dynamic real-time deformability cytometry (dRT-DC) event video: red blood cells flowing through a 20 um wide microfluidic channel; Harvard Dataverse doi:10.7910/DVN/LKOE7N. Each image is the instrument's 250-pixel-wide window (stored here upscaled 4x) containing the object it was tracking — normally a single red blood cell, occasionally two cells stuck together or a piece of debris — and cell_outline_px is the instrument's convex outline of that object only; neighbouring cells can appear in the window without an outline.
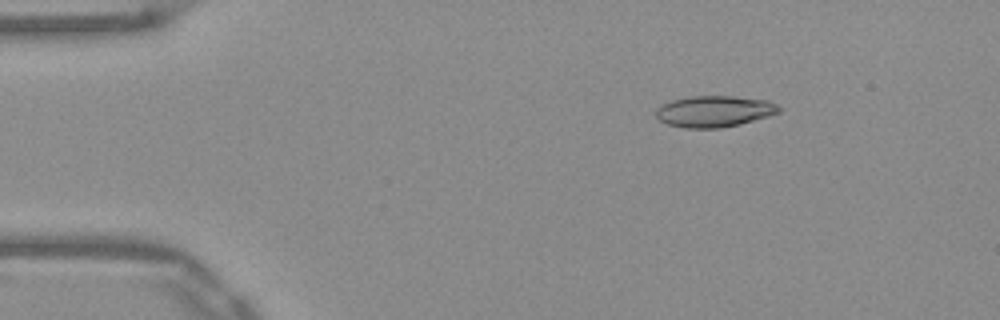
{"species": "Egyptian fruit bat (a non-hibernating species)", "species_latin": "Rousettus aegyptiacus", "temperature_condition": "warm", "stored_images_in_passage": 52, "camera_frame_rate_fps": 3000, "um_per_image_px": 0.085, "frame": {"image": 1, "passage_image": 8, "time_ms": 2.333, "image_size_px": [1000, 320], "cell_outline_px": [[780, 112], [768, 116], [740, 124], [720, 128], [684, 128], [668, 124], [660, 120], [656, 116], [656, 108], [660, 104], [672, 100], [688, 96], [732, 96], [768, 100], [776, 104], [780, 108]], "centroid_in_image_um": [60.69, 9.46], "position_along_channel_um": 24.3, "area_um2": 22.48}}
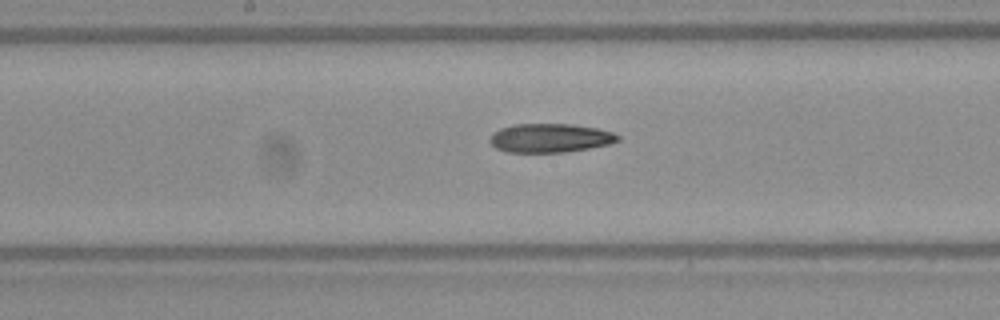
{"frame": {"image": 2, "passage_image": 27, "time_ms": 8.667, "image_size_px": [1000, 320], "cell_outline_px": [[620, 140], [608, 144], [588, 148], [564, 152], [508, 152], [496, 148], [488, 140], [492, 132], [500, 128], [512, 124], [572, 124], [596, 128], [612, 132], [620, 136]], "centroid_in_image_um": [46.72, 11.72], "position_along_channel_um": 201.5, "area_um2": 21.5}}
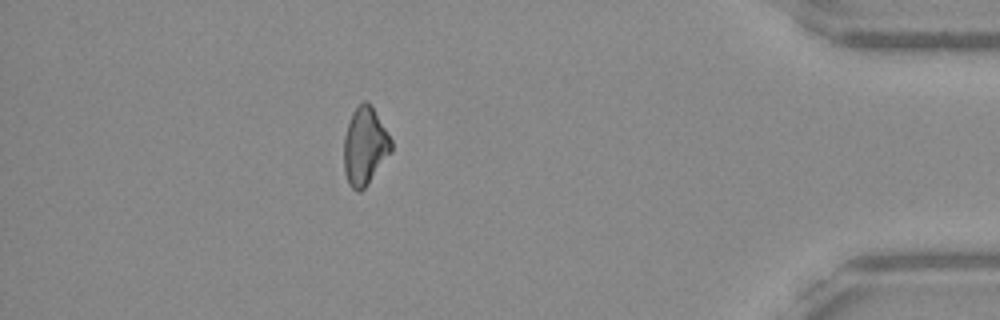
{"frame": {"image": 3, "passage_image": 46, "time_ms": 15.0, "image_size_px": [1000, 320], "cell_outline_px": [[392, 152], [364, 188], [360, 192], [356, 192], [348, 184], [344, 172], [344, 136], [352, 112], [364, 100], [372, 108], [392, 140]], "centroid_in_image_um": [31.0, 12.48], "position_along_channel_um": 404.2, "area_um2": 21.15}}